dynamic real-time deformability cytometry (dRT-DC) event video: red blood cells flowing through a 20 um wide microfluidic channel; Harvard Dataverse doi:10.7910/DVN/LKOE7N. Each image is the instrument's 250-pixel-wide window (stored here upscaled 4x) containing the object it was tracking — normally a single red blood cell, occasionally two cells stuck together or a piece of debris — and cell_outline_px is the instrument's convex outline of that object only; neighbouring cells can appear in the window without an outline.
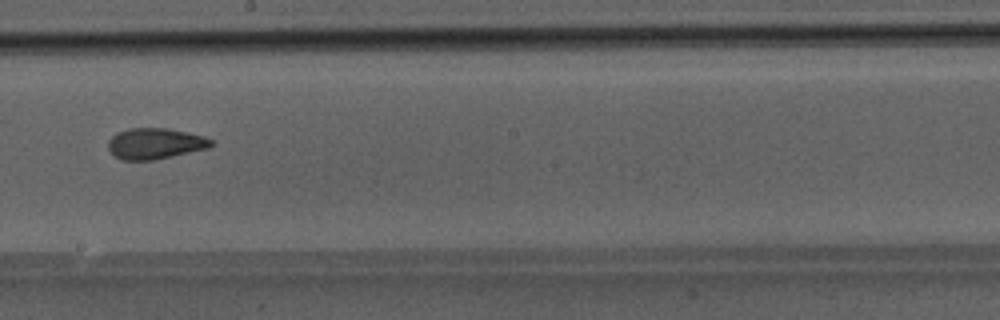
{"species": "Egyptian fruit bat (a non-hibernating species)", "species_latin": "Rousettus aegyptiacus", "temperature_condition": "room temperature", "stored_images_in_passage": 26, "camera_frame_rate_fps": 3000, "um_per_image_px": 0.085, "animal": {"sex": "male"}, "frame": {"image": 1, "passage_image": 15, "time_ms": 4.667, "image_size_px": [1000, 320], "cell_outline_px": [[212, 144], [208, 148], [156, 160], [120, 160], [108, 148], [108, 140], [116, 132], [128, 128], [168, 128], [204, 136], [212, 140]], "centroid_in_image_um": [13.16, 12.2], "position_along_channel_um": 235.0, "area_um2": 18.61}}
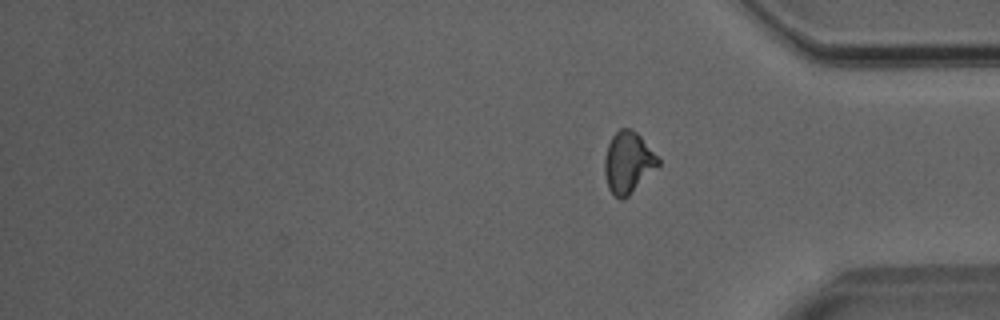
{"frame": {"image": 2, "passage_image": 26, "time_ms": 8.333, "image_size_px": [1000, 320], "cell_outline_px": [[660, 164], [624, 200], [620, 200], [608, 188], [604, 172], [604, 156], [608, 144], [612, 136], [620, 128], [632, 128], [660, 156]], "centroid_in_image_um": [53.39, 13.79], "position_along_channel_um": 381.8, "area_um2": 19.31}}